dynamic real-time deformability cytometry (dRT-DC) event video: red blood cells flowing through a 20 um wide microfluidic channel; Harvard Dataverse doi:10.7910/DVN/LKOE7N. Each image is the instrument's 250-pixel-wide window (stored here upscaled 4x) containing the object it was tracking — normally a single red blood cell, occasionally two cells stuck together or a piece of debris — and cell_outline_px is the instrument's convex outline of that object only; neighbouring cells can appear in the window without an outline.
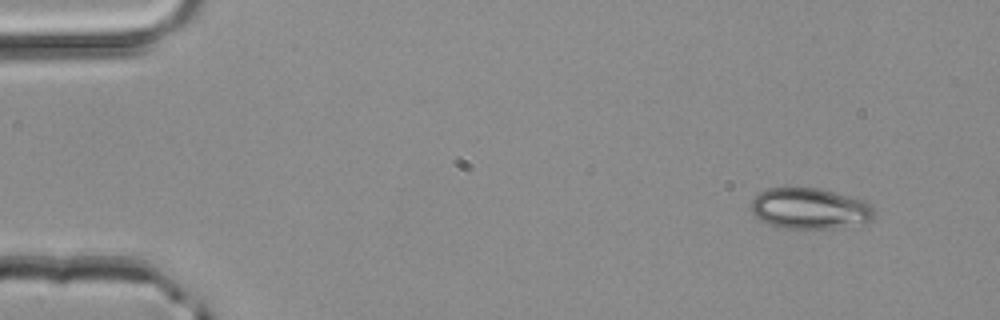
{"species": "common noctule bat (a hibernating species)", "species_latin": "Nyctalus noctula", "temperature_condition": "room temperature", "stored_images_in_passage": 3, "camera_frame_rate_fps": 3000, "um_per_image_px": 0.085, "animal": {"sex": "male", "body_mass_g": 20.4}, "frame": {"image": 1, "passage_image": 1, "time_ms": 0.0, "image_size_px": [1000, 320], "cell_outline_px": [[876, 212], [872, 220], [864, 224], [836, 228], [804, 232], [784, 228], [768, 224], [760, 220], [752, 212], [752, 200], [760, 192], [768, 188], [820, 188], [864, 200]], "centroid_in_image_um": [68.86, 17.78], "position_along_channel_um": 16.1, "area_um2": 30.17}}